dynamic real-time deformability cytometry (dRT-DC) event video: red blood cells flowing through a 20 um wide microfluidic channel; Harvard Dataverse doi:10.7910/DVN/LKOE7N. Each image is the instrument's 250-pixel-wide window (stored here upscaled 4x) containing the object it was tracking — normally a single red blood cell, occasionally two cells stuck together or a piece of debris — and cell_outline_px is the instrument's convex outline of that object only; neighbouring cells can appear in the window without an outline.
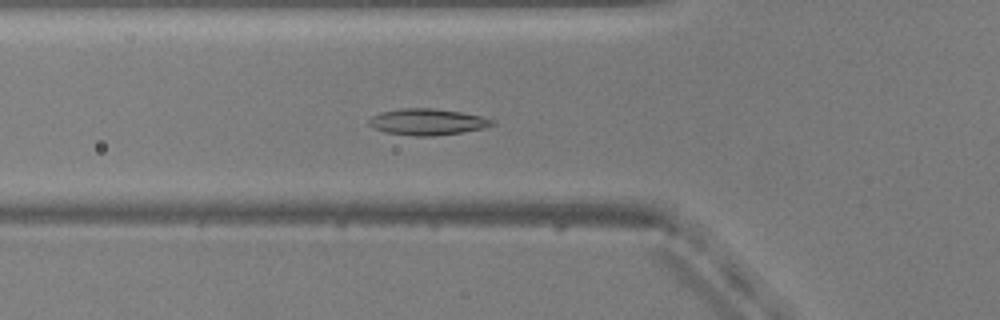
{"species": "common noctule bat (a hibernating species)", "species_latin": "Nyctalus noctula", "temperature_condition": "warm", "stored_images_in_passage": 53, "camera_frame_rate_fps": 3000, "um_per_image_px": 0.085, "animal": {"sex": "male", "body_mass_g": 20.5, "forearm_length_mm": 52.5}, "frame": {"image": 1, "passage_image": 18, "time_ms": 5.667, "image_size_px": [1000, 320], "cell_outline_px": [[496, 124], [464, 132], [432, 136], [416, 136], [384, 132], [372, 128], [368, 124], [368, 120], [372, 116], [380, 112], [400, 108], [432, 108], [460, 112], [480, 116], [496, 120]], "centroid_in_image_um": [36.29, 10.36], "position_along_channel_um": 89.5, "area_um2": 18.96}}
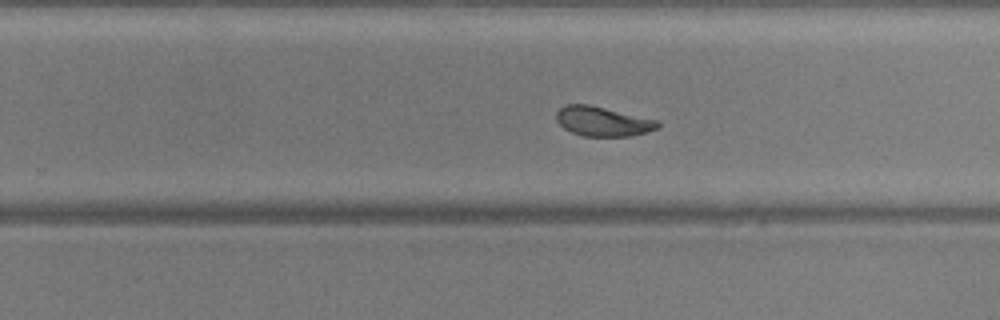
{"frame": {"image": 2, "passage_image": 33, "time_ms": 10.667, "image_size_px": [1000, 320], "cell_outline_px": [[660, 124], [656, 128], [648, 132], [628, 136], [584, 136], [572, 132], [564, 128], [556, 120], [556, 112], [564, 104], [588, 104], [656, 120]], "centroid_in_image_um": [51.18, 10.31], "position_along_channel_um": 278.6, "area_um2": 17.22}}
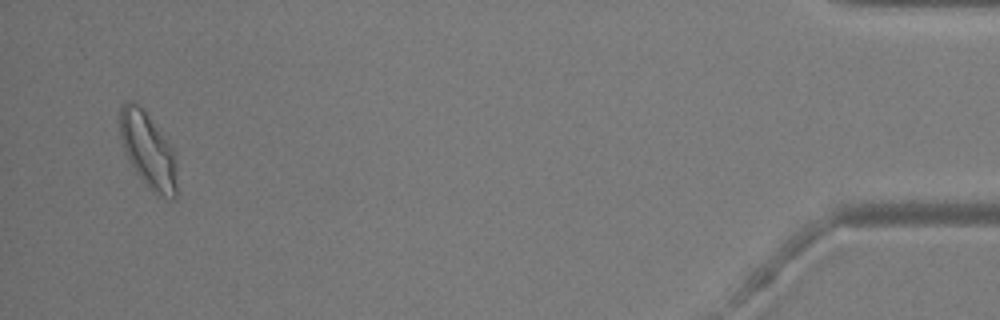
{"frame": {"image": 3, "passage_image": 51, "time_ms": 16.667, "image_size_px": [1000, 320], "cell_outline_px": [[176, 196], [172, 200], [164, 196], [144, 184], [136, 172], [124, 148], [120, 136], [120, 108], [128, 100], [136, 100], [144, 108], [172, 148], [176, 156]], "centroid_in_image_um": [12.59, 12.71], "position_along_channel_um": 422.6, "area_um2": 24.8}, "authors_computed_cell_mechanics": {"area_um2": 18.9584, "velocity_mm_per_s": 3.7696, "shape_relaxation_time_tau1_ms": 3.3459, "shape_relaxation_time_tau2_ms": 1.4636, "deformation_change_tau1": 0.1162, "deformation_change_tau2": 0.0691}}